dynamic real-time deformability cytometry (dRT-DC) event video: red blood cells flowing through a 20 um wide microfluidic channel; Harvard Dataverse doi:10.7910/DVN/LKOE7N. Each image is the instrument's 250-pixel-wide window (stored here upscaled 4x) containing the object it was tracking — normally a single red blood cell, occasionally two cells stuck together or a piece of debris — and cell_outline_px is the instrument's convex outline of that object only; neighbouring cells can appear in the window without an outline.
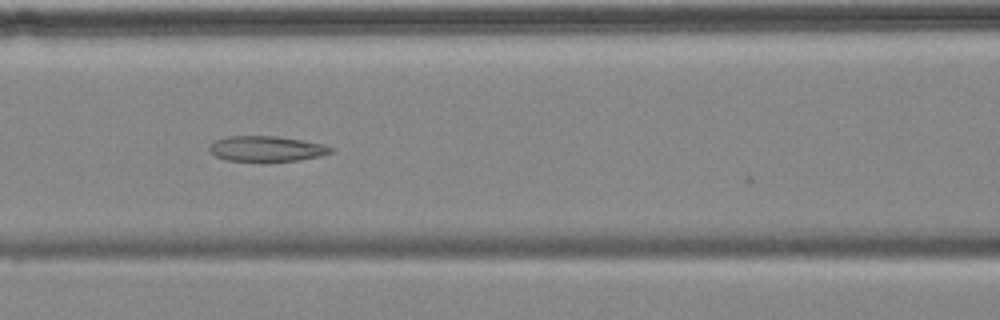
{"species": "common noctule bat (a hibernating species)", "species_latin": "Nyctalus noctula", "temperature_condition": "cold", "stored_images_in_passage": 12, "camera_frame_rate_fps": 3000, "um_per_image_px": 0.085, "animal": {"sex": "female", "body_mass_g": 18.4}, "frame": {"image": 1, "passage_image": 6, "time_ms": 6.667, "image_size_px": [1000, 320], "cell_outline_px": [[336, 152], [320, 156], [300, 160], [264, 164], [228, 160], [216, 156], [208, 148], [216, 140], [228, 136], [276, 136], [324, 144], [336, 148]], "centroid_in_image_um": [22.73, 12.69], "position_along_channel_um": 143.9, "area_um2": 18.73}}
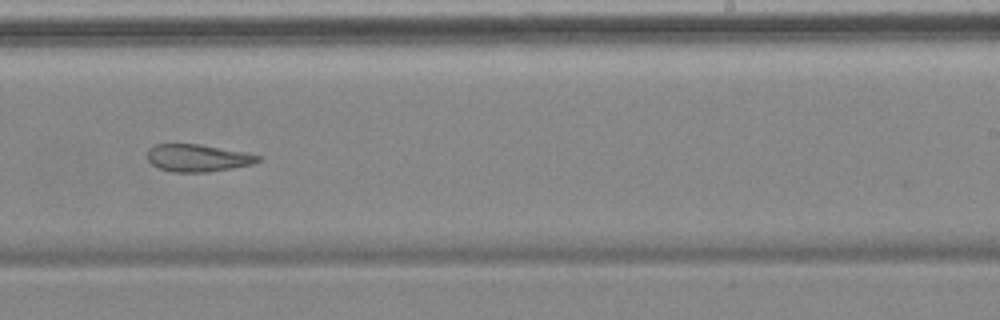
{"frame": {"image": 2, "passage_image": 9, "time_ms": 10.333, "image_size_px": [1000, 320], "cell_outline_px": [[260, 160], [252, 164], [232, 168], [204, 172], [172, 172], [160, 168], [152, 164], [148, 160], [148, 148], [156, 144], [200, 144], [260, 156]], "centroid_in_image_um": [16.75, 13.43], "position_along_channel_um": 272.2, "area_um2": 17.28}}
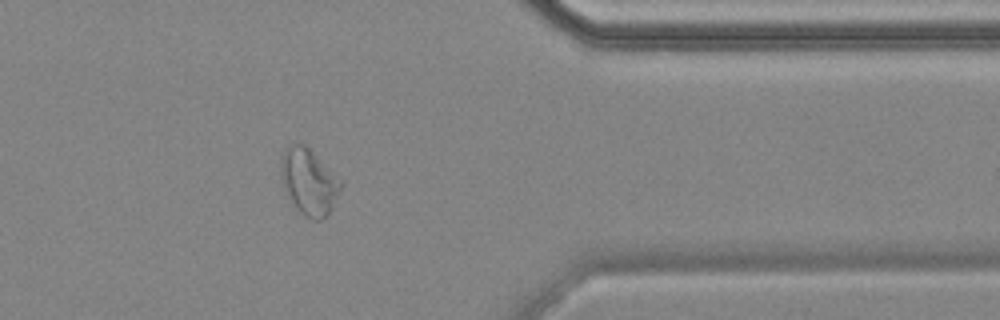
{"frame": {"image": 3, "passage_image": 12, "time_ms": 14.0, "image_size_px": [1000, 320], "cell_outline_px": [[344, 184], [332, 208], [320, 220], [312, 220], [304, 216], [296, 208], [288, 196], [284, 188], [280, 176], [280, 160], [284, 148], [292, 144], [304, 144], [344, 180]], "centroid_in_image_um": [26.27, 15.43], "position_along_channel_um": 385.1, "area_um2": 23.41}, "authors_computed_cell_mechanics": {"area_um2": 19.074, "velocity_mm_per_s": 3.5156, "shape_relaxation_time_tau1_ms": null, "shape_relaxation_time_tau2_ms": 8.1168, "deformation_change_tau1": null, "deformation_change_tau2": 0.1663}}